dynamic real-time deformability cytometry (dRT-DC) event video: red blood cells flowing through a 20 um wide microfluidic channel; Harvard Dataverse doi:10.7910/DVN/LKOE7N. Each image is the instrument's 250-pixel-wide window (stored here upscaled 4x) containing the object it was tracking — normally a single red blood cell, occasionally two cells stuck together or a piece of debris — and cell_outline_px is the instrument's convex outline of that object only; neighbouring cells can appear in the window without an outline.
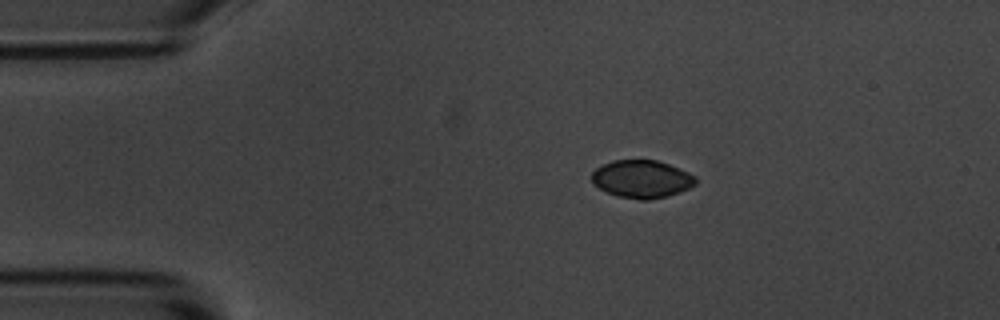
{"species": "common noctule bat (a hibernating species)", "species_latin": "Nyctalus noctula", "temperature_condition": "room temperature", "stored_images_in_passage": 4, "camera_frame_rate_fps": 3000, "um_per_image_px": 0.085, "animal": {"sex": "male", "body_mass_g": 20.1, "forearm_length_mm": 53.5}, "frame": {"image": 1, "passage_image": 1, "time_ms": 0.0, "image_size_px": [1000, 320], "cell_outline_px": [[696, 184], [680, 192], [668, 196], [648, 200], [640, 200], [616, 196], [600, 188], [592, 180], [592, 172], [596, 168], [612, 160], [656, 160], [668, 164], [688, 172], [696, 176]], "centroid_in_image_um": [54.57, 15.22], "position_along_channel_um": 30.4, "area_um2": 22.77}}
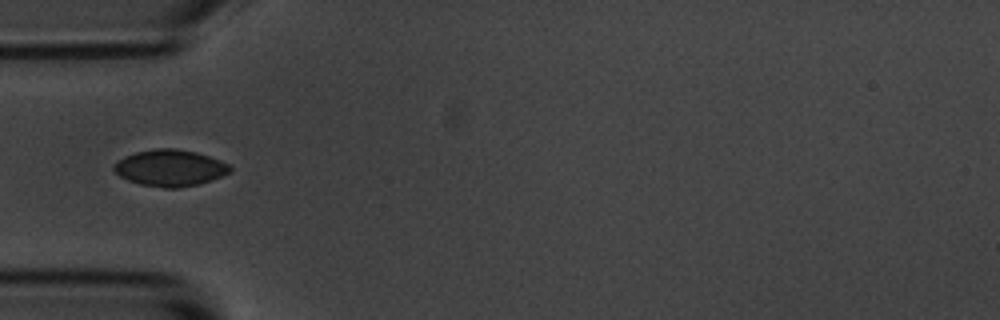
{"frame": {"image": 2, "passage_image": 3, "time_ms": 2.333, "image_size_px": [1000, 320], "cell_outline_px": [[232, 172], [196, 184], [176, 188], [164, 188], [140, 184], [128, 180], [120, 176], [112, 168], [112, 164], [124, 156], [136, 152], [156, 148], [172, 148], [196, 152], [220, 160], [228, 164], [232, 168]], "centroid_in_image_um": [14.42, 14.26], "position_along_channel_um": 70.6, "area_um2": 24.51}}